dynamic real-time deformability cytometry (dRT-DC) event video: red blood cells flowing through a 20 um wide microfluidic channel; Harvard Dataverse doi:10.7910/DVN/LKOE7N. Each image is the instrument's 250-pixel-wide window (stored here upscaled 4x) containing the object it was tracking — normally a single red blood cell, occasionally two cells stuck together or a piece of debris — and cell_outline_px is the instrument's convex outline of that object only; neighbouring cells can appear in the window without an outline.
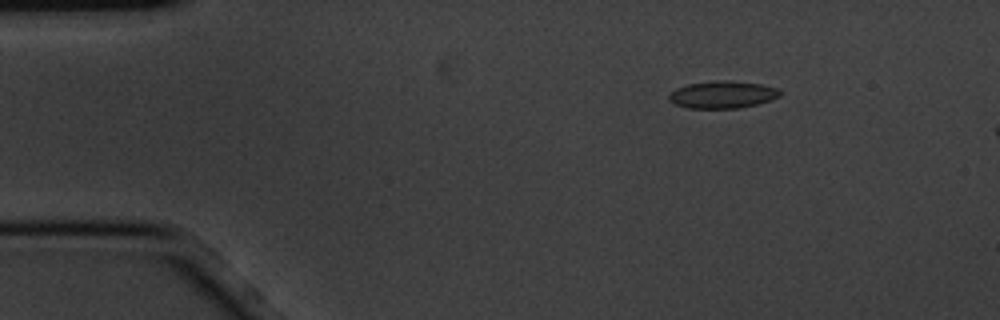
{"species": "common noctule bat (a hibernating species)", "species_latin": "Nyctalus noctula", "temperature_condition": "cold", "stored_images_in_passage": 3, "camera_frame_rate_fps": 3000, "um_per_image_px": 0.085, "animal": {"sex": "male", "body_mass_g": 20.1, "forearm_length_mm": 53.5}, "frame": {"image": 1, "passage_image": 1, "time_ms": 0.0, "image_size_px": [1000, 320], "cell_outline_px": [[780, 96], [772, 100], [740, 108], [688, 108], [672, 104], [668, 100], [668, 96], [676, 88], [688, 84], [716, 80], [728, 80], [760, 84], [780, 88]], "centroid_in_image_um": [61.41, 8.04], "position_along_channel_um": 23.6, "area_um2": 17.8}}